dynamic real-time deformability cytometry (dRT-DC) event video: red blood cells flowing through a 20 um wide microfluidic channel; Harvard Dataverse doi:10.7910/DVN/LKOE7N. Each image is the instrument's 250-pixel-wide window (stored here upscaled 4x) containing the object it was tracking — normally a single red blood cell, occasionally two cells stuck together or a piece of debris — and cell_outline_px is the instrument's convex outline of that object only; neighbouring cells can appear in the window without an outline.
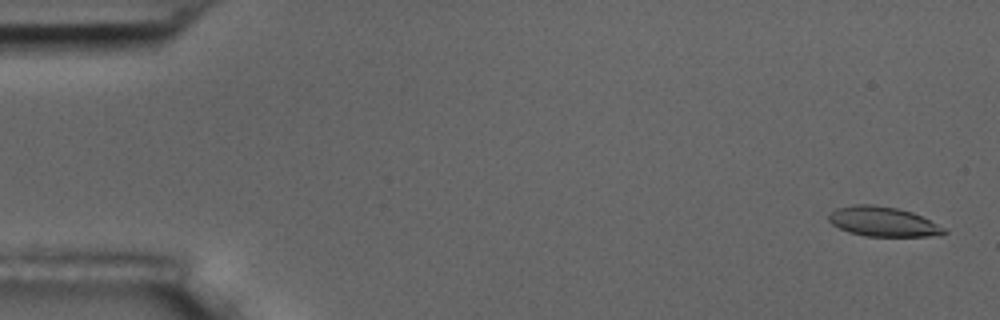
{"species": "common noctule bat (a hibernating species)", "species_latin": "Nyctalus noctula", "temperature_condition": "room temperature", "stored_images_in_passage": 5, "segment_of_instrument_passage": [1, 2], "camera_frame_rate_fps": 3000, "um_per_image_px": 0.085, "animal": {"sex": "male", "body_mass_g": 17.5, "forearm_length_mm": 52.3}, "frame": {"image": 1, "passage_image": 1, "time_ms": 0.0, "image_size_px": [1000, 320], "cell_outline_px": [[948, 232], [928, 236], [864, 236], [848, 232], [832, 224], [828, 220], [828, 212], [836, 208], [856, 204], [872, 204], [896, 208], [912, 212], [944, 228]], "centroid_in_image_um": [74.97, 18.83], "position_along_channel_um": 10.0, "area_um2": 19.77}}
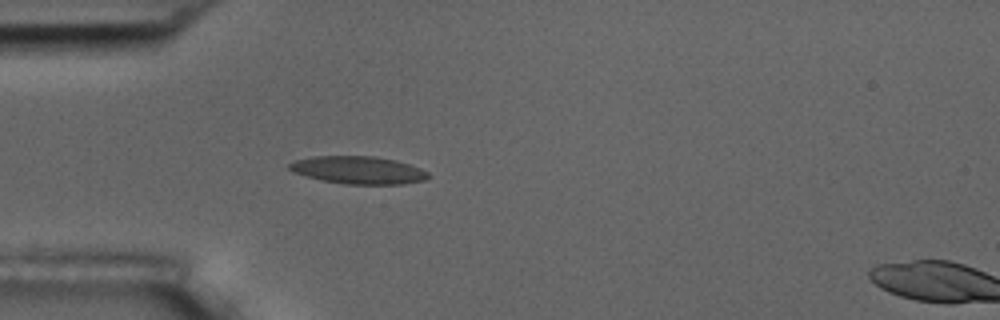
{"frame": {"image": 2, "passage_image": 4, "time_ms": 4.667, "image_size_px": [1000, 320], "cell_outline_px": [[432, 176], [424, 180], [404, 184], [344, 184], [324, 180], [292, 172], [288, 168], [288, 164], [296, 160], [312, 156], [372, 156], [396, 160], [420, 168], [428, 172]], "centroid_in_image_um": [30.48, 14.45], "position_along_channel_um": 54.5, "area_um2": 22.31}}